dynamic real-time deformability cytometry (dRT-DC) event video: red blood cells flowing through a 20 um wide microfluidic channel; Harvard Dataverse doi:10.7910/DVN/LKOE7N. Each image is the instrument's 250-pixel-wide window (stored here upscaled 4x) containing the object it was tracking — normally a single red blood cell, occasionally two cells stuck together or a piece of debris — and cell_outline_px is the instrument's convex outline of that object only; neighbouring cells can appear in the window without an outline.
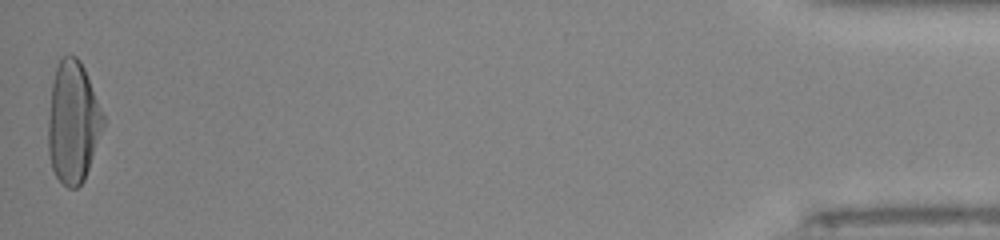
{"species": "human", "species_latin": "Homo sapiens", "temperature_condition": "room temperature", "stored_images_in_passage": 51, "camera_frame_rate_fps": 3000, "um_per_image_px": 0.085, "donor": {"sex": "male"}, "frame": {"image": 1, "passage_image": 51, "time_ms": 16.667, "image_size_px": [1000, 240], "cell_outline_px": [[104, 124], [84, 180], [76, 188], [68, 188], [56, 176], [52, 168], [48, 152], [48, 120], [52, 84], [56, 68], [60, 56], [68, 52], [76, 56], [80, 60], [84, 68], [104, 116]], "centroid_in_image_um": [6.18, 10.35], "position_along_channel_um": 429.0, "area_um2": 38.84}, "authors_computed_cell_mechanics": {"area_um2": 35.7782, "velocity_mm_per_s": 4.1269, "shape_relaxation_time_tau1_ms": 4.5567, "shape_relaxation_time_tau2_ms": null, "deformation_change_tau1": 0.2386, "deformation_change_tau2": null}}